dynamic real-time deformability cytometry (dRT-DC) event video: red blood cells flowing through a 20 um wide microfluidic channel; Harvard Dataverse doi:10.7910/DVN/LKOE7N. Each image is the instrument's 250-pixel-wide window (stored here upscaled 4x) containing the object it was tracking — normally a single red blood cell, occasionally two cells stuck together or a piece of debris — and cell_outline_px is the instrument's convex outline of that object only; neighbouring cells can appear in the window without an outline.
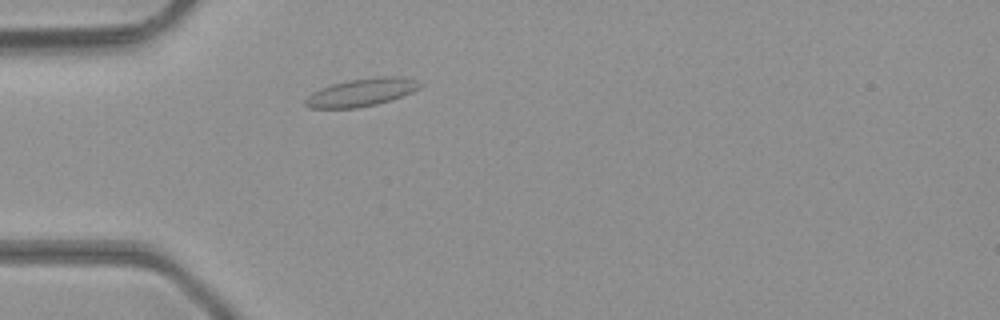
{"species": "common noctule bat (a hibernating species)", "species_latin": "Nyctalus noctula", "temperature_condition": "room temperature", "stored_images_in_passage": 1, "camera_frame_rate_fps": 3000, "um_per_image_px": 0.085, "animal": {"sex": "male", "body_mass_g": 23.1, "forearm_length_mm": 52.7}, "frame": {"image": 1, "passage_image": 1, "time_ms": 0.0, "image_size_px": [1000, 320], "cell_outline_px": [[424, 84], [420, 88], [412, 92], [392, 100], [376, 104], [356, 108], [308, 108], [304, 104], [304, 100], [312, 92], [320, 88], [332, 84], [348, 80], [376, 76], [400, 76], [416, 80]], "centroid_in_image_um": [30.74, 7.84], "position_along_channel_um": 54.3, "area_um2": 18.79}}